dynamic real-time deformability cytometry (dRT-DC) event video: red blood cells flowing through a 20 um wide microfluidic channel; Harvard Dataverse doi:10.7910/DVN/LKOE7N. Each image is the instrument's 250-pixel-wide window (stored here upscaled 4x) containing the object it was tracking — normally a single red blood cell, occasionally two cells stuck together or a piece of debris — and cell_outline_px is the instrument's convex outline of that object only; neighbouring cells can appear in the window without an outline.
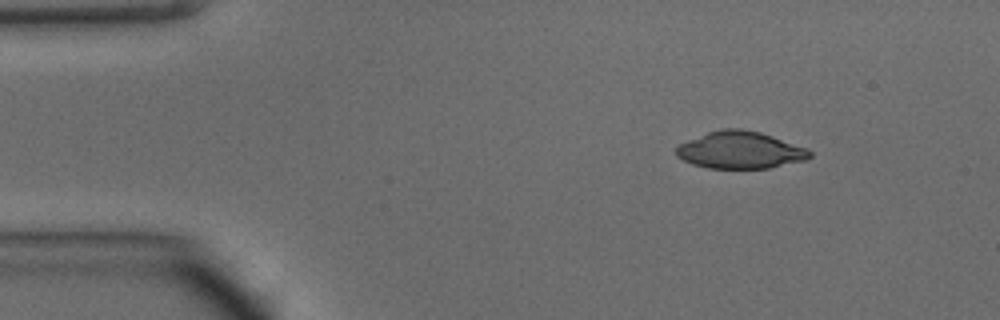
{"species": "common noctule bat (a hibernating species)", "species_latin": "Nyctalus noctula", "temperature_condition": "warm", "stored_images_in_passage": 42, "camera_frame_rate_fps": 3000, "um_per_image_px": 0.085, "animal": {"sex": "male", "body_mass_g": 15.6}, "frame": {"image": 1, "passage_image": 1, "time_ms": 0.0, "image_size_px": [1000, 320], "cell_outline_px": [[812, 156], [804, 160], [768, 168], [708, 168], [692, 164], [676, 156], [676, 148], [680, 144], [688, 140], [708, 132], [720, 128], [740, 128], [760, 132], [808, 148], [812, 152]], "centroid_in_image_um": [62.92, 12.75], "position_along_channel_um": 22.1, "area_um2": 28.78}}
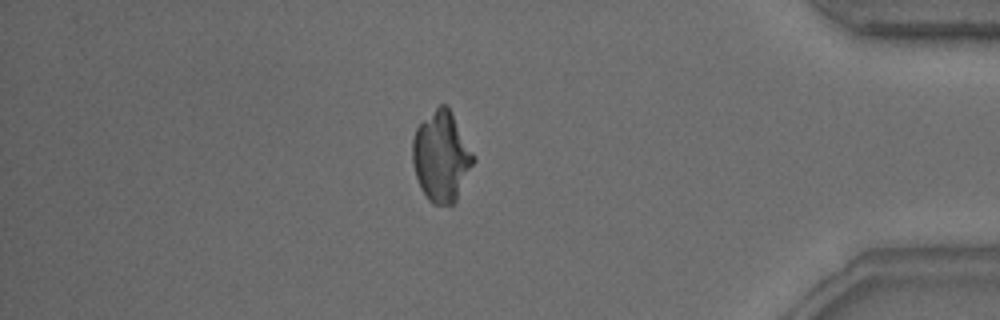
{"frame": {"image": 2, "passage_image": 35, "time_ms": 11.333, "image_size_px": [1000, 320], "cell_outline_px": [[476, 160], [456, 200], [452, 204], [432, 204], [428, 200], [420, 188], [412, 164], [412, 140], [416, 128], [440, 104], [448, 104], [476, 156]], "centroid_in_image_um": [37.53, 13.3], "position_along_channel_um": 397.7, "area_um2": 32.25}}
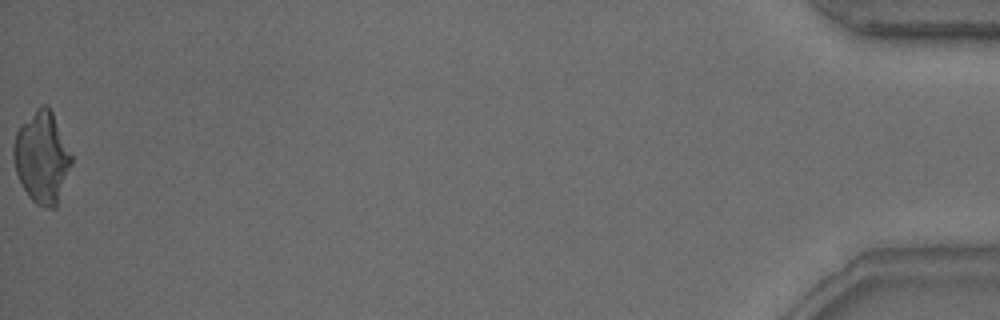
{"frame": {"image": 3, "passage_image": 42, "time_ms": 13.667, "image_size_px": [1000, 320], "cell_outline_px": [[72, 164], [56, 208], [44, 208], [36, 204], [28, 196], [16, 172], [12, 156], [12, 144], [16, 132], [20, 124], [40, 104], [44, 104], [52, 112], [72, 156]], "centroid_in_image_um": [3.54, 13.39], "position_along_channel_um": 431.7, "area_um2": 30.92}}